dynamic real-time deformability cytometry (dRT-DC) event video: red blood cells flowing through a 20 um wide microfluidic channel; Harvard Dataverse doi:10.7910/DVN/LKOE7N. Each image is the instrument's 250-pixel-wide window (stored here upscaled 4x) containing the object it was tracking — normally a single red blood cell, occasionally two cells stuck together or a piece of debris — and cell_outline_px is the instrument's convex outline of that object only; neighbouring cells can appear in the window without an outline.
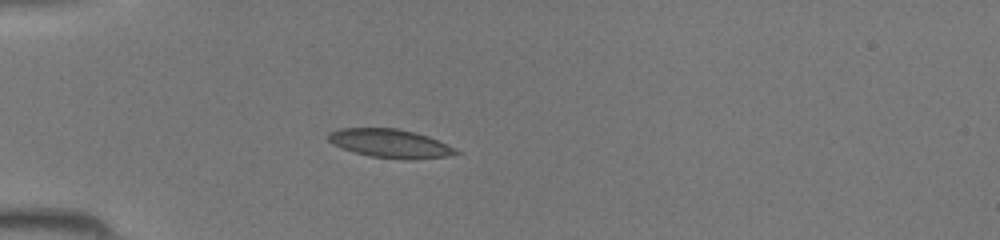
{"species": "common noctule bat (a hibernating species)", "species_latin": "Nyctalus noctula", "temperature_condition": "room temperature", "stored_images_in_passage": 38, "camera_frame_rate_fps": 3000, "um_per_image_px": 0.085, "animal": {"sex": "female", "body_mass_g": 19.5, "forearm_length_mm": 54.1}, "frame": {"image": 1, "passage_image": 10, "time_ms": 3.0, "image_size_px": [1000, 240], "cell_outline_px": [[460, 152], [448, 156], [416, 160], [408, 160], [372, 156], [356, 152], [332, 144], [324, 136], [328, 132], [340, 128], [396, 128], [416, 132], [428, 136], [456, 148]], "centroid_in_image_um": [33.16, 12.18], "position_along_channel_um": 51.8, "area_um2": 21.39}}
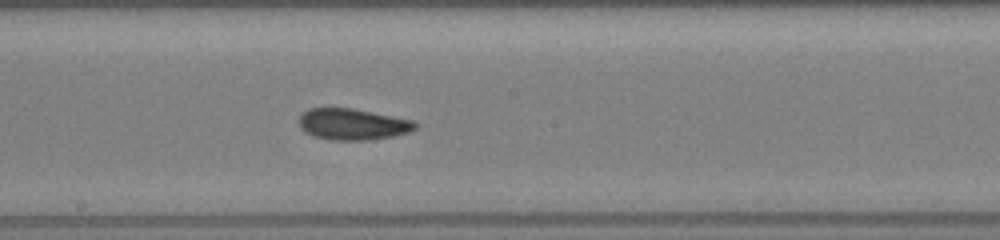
{"frame": {"image": 2, "passage_image": 22, "time_ms": 7.0, "image_size_px": [1000, 240], "cell_outline_px": [[420, 124], [416, 128], [408, 132], [392, 136], [368, 140], [328, 140], [312, 136], [304, 132], [300, 128], [296, 120], [308, 108], [352, 108], [412, 120]], "centroid_in_image_um": [29.92, 10.56], "position_along_channel_um": 218.3, "area_um2": 21.39}}
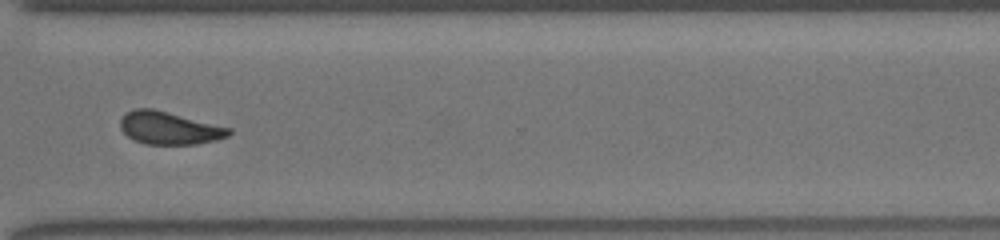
{"frame": {"image": 3, "passage_image": 31, "time_ms": 10.0, "image_size_px": [1000, 240], "cell_outline_px": [[232, 132], [228, 136], [216, 140], [196, 144], [144, 144], [128, 136], [120, 128], [120, 120], [132, 108], [152, 108], [232, 128]], "centroid_in_image_um": [14.4, 10.88], "position_along_channel_um": 356.2, "area_um2": 20.58}}